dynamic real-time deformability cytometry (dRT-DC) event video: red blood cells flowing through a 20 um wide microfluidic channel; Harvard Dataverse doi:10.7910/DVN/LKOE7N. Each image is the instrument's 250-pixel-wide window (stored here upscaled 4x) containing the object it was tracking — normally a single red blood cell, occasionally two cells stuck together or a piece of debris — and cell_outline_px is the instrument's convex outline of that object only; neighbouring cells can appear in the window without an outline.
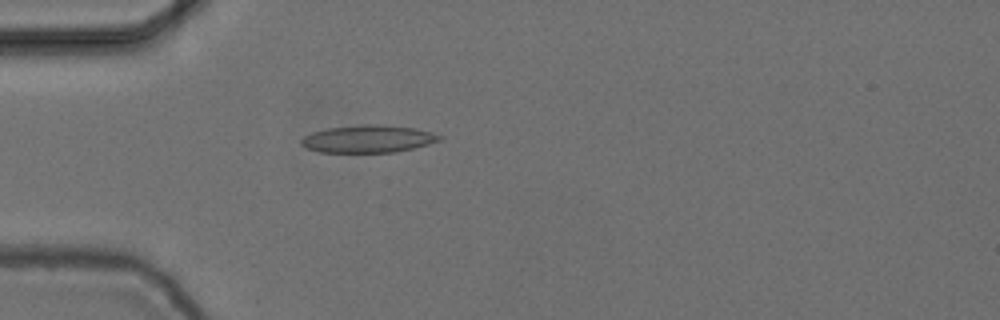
{"species": "common noctule bat (a hibernating species)", "species_latin": "Nyctalus noctula", "temperature_condition": "cold", "stored_images_in_passage": 53, "camera_frame_rate_fps": 3000, "um_per_image_px": 0.085, "animal": {"sex": "female", "body_mass_g": 24.6, "forearm_length_mm": 56.2}, "frame": {"image": 1, "passage_image": 14, "time_ms": 4.333, "image_size_px": [1000, 320], "cell_outline_px": [[444, 140], [396, 152], [320, 152], [308, 148], [300, 144], [300, 140], [304, 136], [312, 132], [328, 128], [364, 124], [380, 124], [416, 128], [432, 132], [444, 136]], "centroid_in_image_um": [31.34, 11.8], "position_along_channel_um": 53.7, "area_um2": 22.25}}
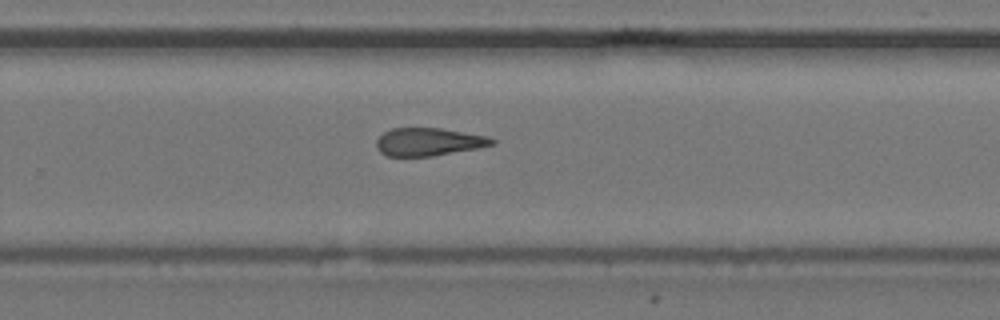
{"frame": {"image": 2, "passage_image": 34, "time_ms": 11.0, "image_size_px": [1000, 320], "cell_outline_px": [[496, 144], [476, 148], [432, 156], [388, 156], [380, 152], [376, 148], [376, 140], [384, 132], [392, 128], [440, 128], [488, 136], [496, 140]], "centroid_in_image_um": [36.43, 12.05], "position_along_channel_um": 293.4, "area_um2": 18.73}}
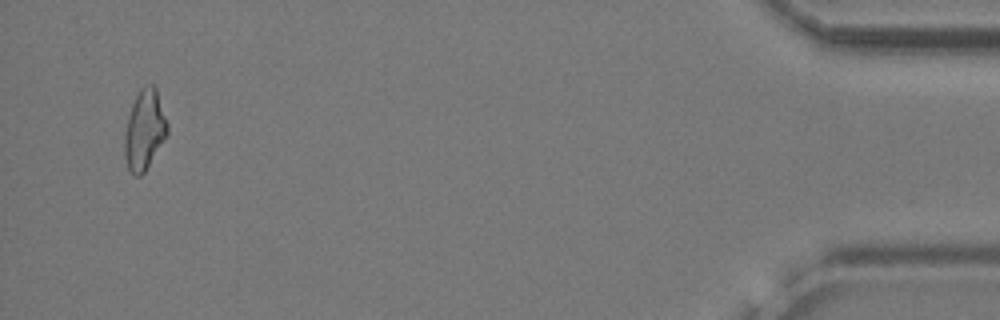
{"frame": {"image": 3, "passage_image": 51, "time_ms": 16.667, "image_size_px": [1000, 320], "cell_outline_px": [[168, 132], [144, 172], [140, 176], [136, 176], [128, 168], [124, 156], [124, 132], [128, 116], [132, 104], [140, 88], [148, 84], [152, 84], [156, 88], [168, 124]], "centroid_in_image_um": [12.26, 11.02], "position_along_channel_um": 422.9, "area_um2": 19.71}, "authors_computed_cell_mechanics": {"area_um2": 19.8832, "velocity_mm_per_s": 3.7316, "shape_relaxation_time_tau1_ms": 10.2946, "shape_relaxation_time_tau2_ms": 3.761, "deformation_change_tau1": 0.208, "deformation_change_tau2": 0.1348}}